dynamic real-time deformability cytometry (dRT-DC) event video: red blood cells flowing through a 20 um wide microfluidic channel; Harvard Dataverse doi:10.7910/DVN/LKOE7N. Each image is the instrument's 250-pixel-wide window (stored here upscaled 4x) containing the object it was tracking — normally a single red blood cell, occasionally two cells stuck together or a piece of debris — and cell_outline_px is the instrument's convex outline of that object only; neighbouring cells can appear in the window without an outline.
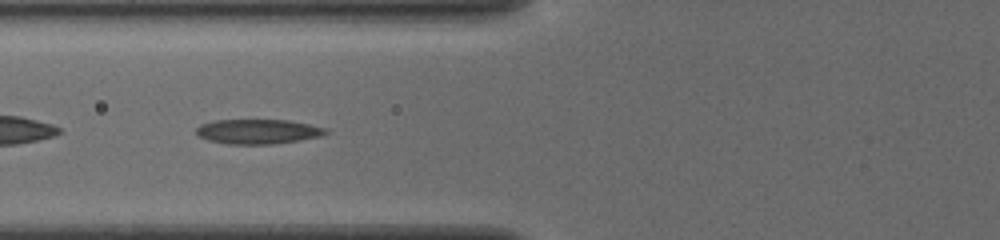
{"species": "common noctule bat (a hibernating species)", "species_latin": "Nyctalus noctula", "temperature_condition": "cold", "stored_images_in_passage": 36, "camera_frame_rate_fps": 3000, "um_per_image_px": 0.085, "animal": {"sex": "female", "body_mass_g": 19.5, "forearm_length_mm": 54.1}, "frame": {"image": 1, "passage_image": 7, "time_ms": 2.0, "image_size_px": [1000, 240], "cell_outline_px": [[328, 132], [320, 136], [300, 140], [272, 144], [228, 144], [208, 140], [200, 136], [196, 132], [196, 128], [200, 124], [212, 120], [288, 120], [328, 128]], "centroid_in_image_um": [21.92, 11.17], "position_along_channel_um": 103.9, "area_um2": 18.61}}
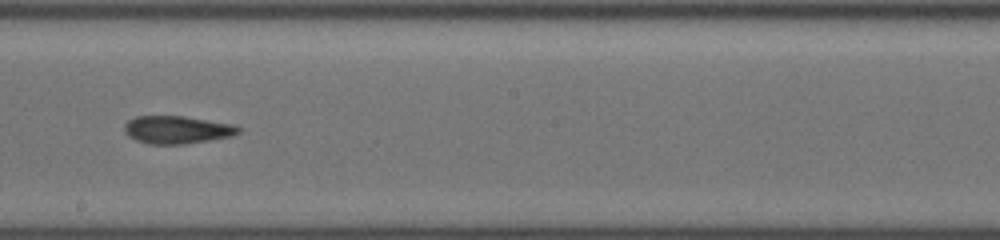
{"frame": {"image": 2, "passage_image": 17, "time_ms": 5.333, "image_size_px": [1000, 240], "cell_outline_px": [[240, 132], [232, 136], [184, 144], [148, 144], [136, 140], [128, 136], [124, 132], [124, 124], [128, 120], [136, 116], [184, 116], [232, 124], [240, 128]], "centroid_in_image_um": [15.01, 11.03], "position_along_channel_um": 233.2, "area_um2": 18.44}}
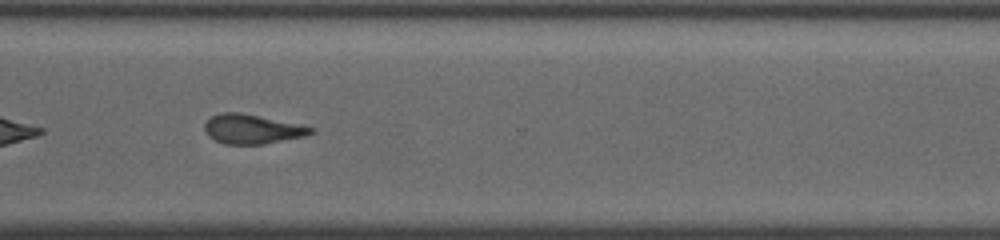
{"frame": {"image": 3, "passage_image": 26, "time_ms": 8.333, "image_size_px": [1000, 240], "cell_outline_px": [[316, 132], [304, 136], [264, 144], [224, 144], [208, 136], [204, 128], [204, 124], [212, 116], [220, 112], [240, 112], [304, 124], [316, 128]], "centroid_in_image_um": [21.49, 10.96], "position_along_channel_um": 349.1, "area_um2": 18.5}, "authors_computed_cell_mechanics": {"area_um2": 18.6694, "velocity_mm_per_s": 3.8766, "shape_relaxation_time_tau1_ms": 6.6862, "shape_relaxation_time_tau2_ms": 2.9334, "deformation_change_tau1": 0.1559, "deformation_change_tau2": 0.0932}}